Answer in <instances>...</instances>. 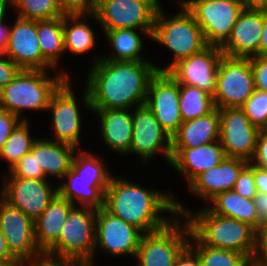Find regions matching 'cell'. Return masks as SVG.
Segmentation results:
<instances>
[{"mask_svg":"<svg viewBox=\"0 0 267 266\" xmlns=\"http://www.w3.org/2000/svg\"><path fill=\"white\" fill-rule=\"evenodd\" d=\"M62 182V183H61ZM58 195L75 206L104 208L105 189L94 179L80 176L72 168L61 179Z\"/></svg>","mask_w":267,"mask_h":266,"instance_id":"cell-26","label":"cell"},{"mask_svg":"<svg viewBox=\"0 0 267 266\" xmlns=\"http://www.w3.org/2000/svg\"><path fill=\"white\" fill-rule=\"evenodd\" d=\"M6 23L7 20L0 22V54L4 52V49L8 43L10 25Z\"/></svg>","mask_w":267,"mask_h":266,"instance_id":"cell-51","label":"cell"},{"mask_svg":"<svg viewBox=\"0 0 267 266\" xmlns=\"http://www.w3.org/2000/svg\"><path fill=\"white\" fill-rule=\"evenodd\" d=\"M163 191L113 175L105 191L104 209L144 234L152 233L166 227L177 216L176 196L171 191ZM166 212L170 217L163 214Z\"/></svg>","mask_w":267,"mask_h":266,"instance_id":"cell-2","label":"cell"},{"mask_svg":"<svg viewBox=\"0 0 267 266\" xmlns=\"http://www.w3.org/2000/svg\"><path fill=\"white\" fill-rule=\"evenodd\" d=\"M20 266H82V263L67 260H57L43 256L40 259L22 262Z\"/></svg>","mask_w":267,"mask_h":266,"instance_id":"cell-46","label":"cell"},{"mask_svg":"<svg viewBox=\"0 0 267 266\" xmlns=\"http://www.w3.org/2000/svg\"><path fill=\"white\" fill-rule=\"evenodd\" d=\"M52 138H37V162L49 179L61 180L71 168L75 147L51 141Z\"/></svg>","mask_w":267,"mask_h":266,"instance_id":"cell-28","label":"cell"},{"mask_svg":"<svg viewBox=\"0 0 267 266\" xmlns=\"http://www.w3.org/2000/svg\"><path fill=\"white\" fill-rule=\"evenodd\" d=\"M140 32L142 36L140 35ZM107 44L110 45L114 53L103 56H93L92 64L100 59L109 61H149L143 56L144 43L142 37L152 39L153 30H136L133 28H123L103 31ZM144 35V36H143ZM100 56V57H99Z\"/></svg>","mask_w":267,"mask_h":266,"instance_id":"cell-24","label":"cell"},{"mask_svg":"<svg viewBox=\"0 0 267 266\" xmlns=\"http://www.w3.org/2000/svg\"><path fill=\"white\" fill-rule=\"evenodd\" d=\"M249 163L256 167L267 169V129L260 131L255 154Z\"/></svg>","mask_w":267,"mask_h":266,"instance_id":"cell-44","label":"cell"},{"mask_svg":"<svg viewBox=\"0 0 267 266\" xmlns=\"http://www.w3.org/2000/svg\"><path fill=\"white\" fill-rule=\"evenodd\" d=\"M255 260L262 266H267V231L259 232L258 254Z\"/></svg>","mask_w":267,"mask_h":266,"instance_id":"cell-50","label":"cell"},{"mask_svg":"<svg viewBox=\"0 0 267 266\" xmlns=\"http://www.w3.org/2000/svg\"><path fill=\"white\" fill-rule=\"evenodd\" d=\"M128 154H136L142 164L152 161L159 154L170 165L171 136L161 127L146 105L133 109L132 142Z\"/></svg>","mask_w":267,"mask_h":266,"instance_id":"cell-13","label":"cell"},{"mask_svg":"<svg viewBox=\"0 0 267 266\" xmlns=\"http://www.w3.org/2000/svg\"><path fill=\"white\" fill-rule=\"evenodd\" d=\"M71 78H67L53 93L47 112L52 119V132L54 138L51 141L66 143L76 149H80L82 116L80 115L79 98L73 91ZM79 146V147H78Z\"/></svg>","mask_w":267,"mask_h":266,"instance_id":"cell-14","label":"cell"},{"mask_svg":"<svg viewBox=\"0 0 267 266\" xmlns=\"http://www.w3.org/2000/svg\"><path fill=\"white\" fill-rule=\"evenodd\" d=\"M91 14H65L63 16V34L65 53L85 55L96 48V32L89 25Z\"/></svg>","mask_w":267,"mask_h":266,"instance_id":"cell-29","label":"cell"},{"mask_svg":"<svg viewBox=\"0 0 267 266\" xmlns=\"http://www.w3.org/2000/svg\"><path fill=\"white\" fill-rule=\"evenodd\" d=\"M160 0H97L92 20L102 31L133 28L153 30Z\"/></svg>","mask_w":267,"mask_h":266,"instance_id":"cell-8","label":"cell"},{"mask_svg":"<svg viewBox=\"0 0 267 266\" xmlns=\"http://www.w3.org/2000/svg\"><path fill=\"white\" fill-rule=\"evenodd\" d=\"M152 61H109L89 66L82 105L84 109H134L145 105L148 85L157 72Z\"/></svg>","mask_w":267,"mask_h":266,"instance_id":"cell-1","label":"cell"},{"mask_svg":"<svg viewBox=\"0 0 267 266\" xmlns=\"http://www.w3.org/2000/svg\"><path fill=\"white\" fill-rule=\"evenodd\" d=\"M206 207L214 214L246 222L258 231V217L253 199L244 198L234 190L217 194Z\"/></svg>","mask_w":267,"mask_h":266,"instance_id":"cell-31","label":"cell"},{"mask_svg":"<svg viewBox=\"0 0 267 266\" xmlns=\"http://www.w3.org/2000/svg\"><path fill=\"white\" fill-rule=\"evenodd\" d=\"M38 40L37 21L16 16L3 54L21 69L54 70L44 60Z\"/></svg>","mask_w":267,"mask_h":266,"instance_id":"cell-19","label":"cell"},{"mask_svg":"<svg viewBox=\"0 0 267 266\" xmlns=\"http://www.w3.org/2000/svg\"><path fill=\"white\" fill-rule=\"evenodd\" d=\"M12 7L18 17L36 21L52 20L65 15L57 0H12Z\"/></svg>","mask_w":267,"mask_h":266,"instance_id":"cell-36","label":"cell"},{"mask_svg":"<svg viewBox=\"0 0 267 266\" xmlns=\"http://www.w3.org/2000/svg\"><path fill=\"white\" fill-rule=\"evenodd\" d=\"M177 13L167 14L161 5L156 13L152 40L171 51L173 58L168 65L155 66L157 71H168L179 60L197 54L209 46L194 16L181 3Z\"/></svg>","mask_w":267,"mask_h":266,"instance_id":"cell-5","label":"cell"},{"mask_svg":"<svg viewBox=\"0 0 267 266\" xmlns=\"http://www.w3.org/2000/svg\"><path fill=\"white\" fill-rule=\"evenodd\" d=\"M247 266H262L260 263H258L256 260L250 261Z\"/></svg>","mask_w":267,"mask_h":266,"instance_id":"cell-56","label":"cell"},{"mask_svg":"<svg viewBox=\"0 0 267 266\" xmlns=\"http://www.w3.org/2000/svg\"><path fill=\"white\" fill-rule=\"evenodd\" d=\"M254 90L250 59L223 56L218 66L213 94L215 108H240Z\"/></svg>","mask_w":267,"mask_h":266,"instance_id":"cell-10","label":"cell"},{"mask_svg":"<svg viewBox=\"0 0 267 266\" xmlns=\"http://www.w3.org/2000/svg\"><path fill=\"white\" fill-rule=\"evenodd\" d=\"M64 14H91L94 13L97 0H57Z\"/></svg>","mask_w":267,"mask_h":266,"instance_id":"cell-40","label":"cell"},{"mask_svg":"<svg viewBox=\"0 0 267 266\" xmlns=\"http://www.w3.org/2000/svg\"><path fill=\"white\" fill-rule=\"evenodd\" d=\"M95 154L90 150L78 149L74 154L71 168L82 177L94 178L106 190L114 174L109 170L105 160Z\"/></svg>","mask_w":267,"mask_h":266,"instance_id":"cell-34","label":"cell"},{"mask_svg":"<svg viewBox=\"0 0 267 266\" xmlns=\"http://www.w3.org/2000/svg\"><path fill=\"white\" fill-rule=\"evenodd\" d=\"M224 54L219 46H207L201 52L179 60L168 73L179 83L198 87L213 96L218 66Z\"/></svg>","mask_w":267,"mask_h":266,"instance_id":"cell-18","label":"cell"},{"mask_svg":"<svg viewBox=\"0 0 267 266\" xmlns=\"http://www.w3.org/2000/svg\"><path fill=\"white\" fill-rule=\"evenodd\" d=\"M0 266H8L6 263L0 261Z\"/></svg>","mask_w":267,"mask_h":266,"instance_id":"cell-59","label":"cell"},{"mask_svg":"<svg viewBox=\"0 0 267 266\" xmlns=\"http://www.w3.org/2000/svg\"><path fill=\"white\" fill-rule=\"evenodd\" d=\"M4 177L48 179L37 162V140L33 143L31 151L15 163Z\"/></svg>","mask_w":267,"mask_h":266,"instance_id":"cell-38","label":"cell"},{"mask_svg":"<svg viewBox=\"0 0 267 266\" xmlns=\"http://www.w3.org/2000/svg\"><path fill=\"white\" fill-rule=\"evenodd\" d=\"M253 178L258 193L267 194V169L253 165Z\"/></svg>","mask_w":267,"mask_h":266,"instance_id":"cell-49","label":"cell"},{"mask_svg":"<svg viewBox=\"0 0 267 266\" xmlns=\"http://www.w3.org/2000/svg\"><path fill=\"white\" fill-rule=\"evenodd\" d=\"M225 157L217 140L195 148H171L170 166L185 177L188 186L198 175L219 165Z\"/></svg>","mask_w":267,"mask_h":266,"instance_id":"cell-22","label":"cell"},{"mask_svg":"<svg viewBox=\"0 0 267 266\" xmlns=\"http://www.w3.org/2000/svg\"><path fill=\"white\" fill-rule=\"evenodd\" d=\"M189 245L197 252L200 266H247L251 261L240 252L204 246L192 234Z\"/></svg>","mask_w":267,"mask_h":266,"instance_id":"cell-35","label":"cell"},{"mask_svg":"<svg viewBox=\"0 0 267 266\" xmlns=\"http://www.w3.org/2000/svg\"><path fill=\"white\" fill-rule=\"evenodd\" d=\"M179 98V83L168 71H157L151 77L145 105L170 136L183 123L179 110Z\"/></svg>","mask_w":267,"mask_h":266,"instance_id":"cell-17","label":"cell"},{"mask_svg":"<svg viewBox=\"0 0 267 266\" xmlns=\"http://www.w3.org/2000/svg\"><path fill=\"white\" fill-rule=\"evenodd\" d=\"M54 72L50 76L48 70L21 69L0 91V109L13 113L22 121L29 120L23 116L25 111L45 113L53 93L67 79L61 72Z\"/></svg>","mask_w":267,"mask_h":266,"instance_id":"cell-4","label":"cell"},{"mask_svg":"<svg viewBox=\"0 0 267 266\" xmlns=\"http://www.w3.org/2000/svg\"><path fill=\"white\" fill-rule=\"evenodd\" d=\"M0 197L35 221L58 195L49 179L3 177Z\"/></svg>","mask_w":267,"mask_h":266,"instance_id":"cell-11","label":"cell"},{"mask_svg":"<svg viewBox=\"0 0 267 266\" xmlns=\"http://www.w3.org/2000/svg\"><path fill=\"white\" fill-rule=\"evenodd\" d=\"M0 228L9 251L20 263L44 256L35 240L34 221L1 197Z\"/></svg>","mask_w":267,"mask_h":266,"instance_id":"cell-15","label":"cell"},{"mask_svg":"<svg viewBox=\"0 0 267 266\" xmlns=\"http://www.w3.org/2000/svg\"><path fill=\"white\" fill-rule=\"evenodd\" d=\"M194 16L208 45L221 47L245 8L224 0H178Z\"/></svg>","mask_w":267,"mask_h":266,"instance_id":"cell-9","label":"cell"},{"mask_svg":"<svg viewBox=\"0 0 267 266\" xmlns=\"http://www.w3.org/2000/svg\"><path fill=\"white\" fill-rule=\"evenodd\" d=\"M264 10L244 8L227 41L220 47L224 56L250 58L259 56Z\"/></svg>","mask_w":267,"mask_h":266,"instance_id":"cell-20","label":"cell"},{"mask_svg":"<svg viewBox=\"0 0 267 266\" xmlns=\"http://www.w3.org/2000/svg\"><path fill=\"white\" fill-rule=\"evenodd\" d=\"M219 115V141L225 156L250 162L261 130L250 123L239 107L219 109Z\"/></svg>","mask_w":267,"mask_h":266,"instance_id":"cell-16","label":"cell"},{"mask_svg":"<svg viewBox=\"0 0 267 266\" xmlns=\"http://www.w3.org/2000/svg\"><path fill=\"white\" fill-rule=\"evenodd\" d=\"M259 56H267V10H264V27L261 33Z\"/></svg>","mask_w":267,"mask_h":266,"instance_id":"cell-52","label":"cell"},{"mask_svg":"<svg viewBox=\"0 0 267 266\" xmlns=\"http://www.w3.org/2000/svg\"><path fill=\"white\" fill-rule=\"evenodd\" d=\"M100 123L99 135L108 149L127 155L131 149L133 109H91Z\"/></svg>","mask_w":267,"mask_h":266,"instance_id":"cell-23","label":"cell"},{"mask_svg":"<svg viewBox=\"0 0 267 266\" xmlns=\"http://www.w3.org/2000/svg\"><path fill=\"white\" fill-rule=\"evenodd\" d=\"M249 161L225 157L216 167L198 175L188 186L189 193L202 199L205 205L217 194L233 190L235 182Z\"/></svg>","mask_w":267,"mask_h":266,"instance_id":"cell-21","label":"cell"},{"mask_svg":"<svg viewBox=\"0 0 267 266\" xmlns=\"http://www.w3.org/2000/svg\"><path fill=\"white\" fill-rule=\"evenodd\" d=\"M21 121L22 119L13 113L0 109V150L6 143L10 133Z\"/></svg>","mask_w":267,"mask_h":266,"instance_id":"cell-42","label":"cell"},{"mask_svg":"<svg viewBox=\"0 0 267 266\" xmlns=\"http://www.w3.org/2000/svg\"><path fill=\"white\" fill-rule=\"evenodd\" d=\"M245 8L267 10V0H245Z\"/></svg>","mask_w":267,"mask_h":266,"instance_id":"cell-53","label":"cell"},{"mask_svg":"<svg viewBox=\"0 0 267 266\" xmlns=\"http://www.w3.org/2000/svg\"><path fill=\"white\" fill-rule=\"evenodd\" d=\"M74 207L73 203L57 195L34 221L35 240L43 253L58 240L63 224Z\"/></svg>","mask_w":267,"mask_h":266,"instance_id":"cell-27","label":"cell"},{"mask_svg":"<svg viewBox=\"0 0 267 266\" xmlns=\"http://www.w3.org/2000/svg\"><path fill=\"white\" fill-rule=\"evenodd\" d=\"M190 210L176 198V212L184 217L191 234L204 246L231 250L246 255L251 261L258 254L259 232L250 224L212 213L204 208Z\"/></svg>","mask_w":267,"mask_h":266,"instance_id":"cell-3","label":"cell"},{"mask_svg":"<svg viewBox=\"0 0 267 266\" xmlns=\"http://www.w3.org/2000/svg\"><path fill=\"white\" fill-rule=\"evenodd\" d=\"M12 7V0H0V22L6 20L7 10Z\"/></svg>","mask_w":267,"mask_h":266,"instance_id":"cell-54","label":"cell"},{"mask_svg":"<svg viewBox=\"0 0 267 266\" xmlns=\"http://www.w3.org/2000/svg\"><path fill=\"white\" fill-rule=\"evenodd\" d=\"M224 1H227V2H233V3H236V4H241L245 7V0H224Z\"/></svg>","mask_w":267,"mask_h":266,"instance_id":"cell-55","label":"cell"},{"mask_svg":"<svg viewBox=\"0 0 267 266\" xmlns=\"http://www.w3.org/2000/svg\"><path fill=\"white\" fill-rule=\"evenodd\" d=\"M233 190L244 198L253 199L256 194V186L253 178V165L248 164L235 182Z\"/></svg>","mask_w":267,"mask_h":266,"instance_id":"cell-39","label":"cell"},{"mask_svg":"<svg viewBox=\"0 0 267 266\" xmlns=\"http://www.w3.org/2000/svg\"><path fill=\"white\" fill-rule=\"evenodd\" d=\"M82 266H95L94 262H83Z\"/></svg>","mask_w":267,"mask_h":266,"instance_id":"cell-57","label":"cell"},{"mask_svg":"<svg viewBox=\"0 0 267 266\" xmlns=\"http://www.w3.org/2000/svg\"><path fill=\"white\" fill-rule=\"evenodd\" d=\"M220 115L215 108L209 114L183 122L171 136V148H195L219 140Z\"/></svg>","mask_w":267,"mask_h":266,"instance_id":"cell-25","label":"cell"},{"mask_svg":"<svg viewBox=\"0 0 267 266\" xmlns=\"http://www.w3.org/2000/svg\"><path fill=\"white\" fill-rule=\"evenodd\" d=\"M37 36L44 60L55 71L70 78V73L66 69L57 67H60V58L65 53L63 16L52 20L37 21Z\"/></svg>","mask_w":267,"mask_h":266,"instance_id":"cell-30","label":"cell"},{"mask_svg":"<svg viewBox=\"0 0 267 266\" xmlns=\"http://www.w3.org/2000/svg\"><path fill=\"white\" fill-rule=\"evenodd\" d=\"M179 110L183 122L205 116L215 109L213 96L198 87L179 84Z\"/></svg>","mask_w":267,"mask_h":266,"instance_id":"cell-32","label":"cell"},{"mask_svg":"<svg viewBox=\"0 0 267 266\" xmlns=\"http://www.w3.org/2000/svg\"><path fill=\"white\" fill-rule=\"evenodd\" d=\"M97 210L75 206L63 224L58 240L45 257L75 262H94Z\"/></svg>","mask_w":267,"mask_h":266,"instance_id":"cell-6","label":"cell"},{"mask_svg":"<svg viewBox=\"0 0 267 266\" xmlns=\"http://www.w3.org/2000/svg\"><path fill=\"white\" fill-rule=\"evenodd\" d=\"M255 89L267 92V56L250 57Z\"/></svg>","mask_w":267,"mask_h":266,"instance_id":"cell-41","label":"cell"},{"mask_svg":"<svg viewBox=\"0 0 267 266\" xmlns=\"http://www.w3.org/2000/svg\"><path fill=\"white\" fill-rule=\"evenodd\" d=\"M143 235L140 229L113 216L104 208L97 209L94 258L101 251L112 258L120 256L135 258Z\"/></svg>","mask_w":267,"mask_h":266,"instance_id":"cell-12","label":"cell"},{"mask_svg":"<svg viewBox=\"0 0 267 266\" xmlns=\"http://www.w3.org/2000/svg\"><path fill=\"white\" fill-rule=\"evenodd\" d=\"M0 261L8 266H20L21 263L11 254L7 242L0 228Z\"/></svg>","mask_w":267,"mask_h":266,"instance_id":"cell-48","label":"cell"},{"mask_svg":"<svg viewBox=\"0 0 267 266\" xmlns=\"http://www.w3.org/2000/svg\"><path fill=\"white\" fill-rule=\"evenodd\" d=\"M253 202L257 211L258 232H260L267 222V194L257 192Z\"/></svg>","mask_w":267,"mask_h":266,"instance_id":"cell-45","label":"cell"},{"mask_svg":"<svg viewBox=\"0 0 267 266\" xmlns=\"http://www.w3.org/2000/svg\"><path fill=\"white\" fill-rule=\"evenodd\" d=\"M261 231H267V222H266V224L263 226V228H262Z\"/></svg>","mask_w":267,"mask_h":266,"instance_id":"cell-58","label":"cell"},{"mask_svg":"<svg viewBox=\"0 0 267 266\" xmlns=\"http://www.w3.org/2000/svg\"><path fill=\"white\" fill-rule=\"evenodd\" d=\"M190 236L187 220L177 215L166 227L142 236L134 258L136 266H175L177 258L189 245Z\"/></svg>","mask_w":267,"mask_h":266,"instance_id":"cell-7","label":"cell"},{"mask_svg":"<svg viewBox=\"0 0 267 266\" xmlns=\"http://www.w3.org/2000/svg\"><path fill=\"white\" fill-rule=\"evenodd\" d=\"M175 266H200L197 252L188 245L177 258Z\"/></svg>","mask_w":267,"mask_h":266,"instance_id":"cell-47","label":"cell"},{"mask_svg":"<svg viewBox=\"0 0 267 266\" xmlns=\"http://www.w3.org/2000/svg\"><path fill=\"white\" fill-rule=\"evenodd\" d=\"M21 68L3 53L0 54V91L18 74Z\"/></svg>","mask_w":267,"mask_h":266,"instance_id":"cell-43","label":"cell"},{"mask_svg":"<svg viewBox=\"0 0 267 266\" xmlns=\"http://www.w3.org/2000/svg\"><path fill=\"white\" fill-rule=\"evenodd\" d=\"M250 123L260 130L267 129V92L255 89L240 107Z\"/></svg>","mask_w":267,"mask_h":266,"instance_id":"cell-37","label":"cell"},{"mask_svg":"<svg viewBox=\"0 0 267 266\" xmlns=\"http://www.w3.org/2000/svg\"><path fill=\"white\" fill-rule=\"evenodd\" d=\"M30 123L28 120L21 121L10 133L6 143L0 150V160L7 162L8 171L25 154L31 151L33 143L38 137L31 136Z\"/></svg>","mask_w":267,"mask_h":266,"instance_id":"cell-33","label":"cell"}]
</instances>
